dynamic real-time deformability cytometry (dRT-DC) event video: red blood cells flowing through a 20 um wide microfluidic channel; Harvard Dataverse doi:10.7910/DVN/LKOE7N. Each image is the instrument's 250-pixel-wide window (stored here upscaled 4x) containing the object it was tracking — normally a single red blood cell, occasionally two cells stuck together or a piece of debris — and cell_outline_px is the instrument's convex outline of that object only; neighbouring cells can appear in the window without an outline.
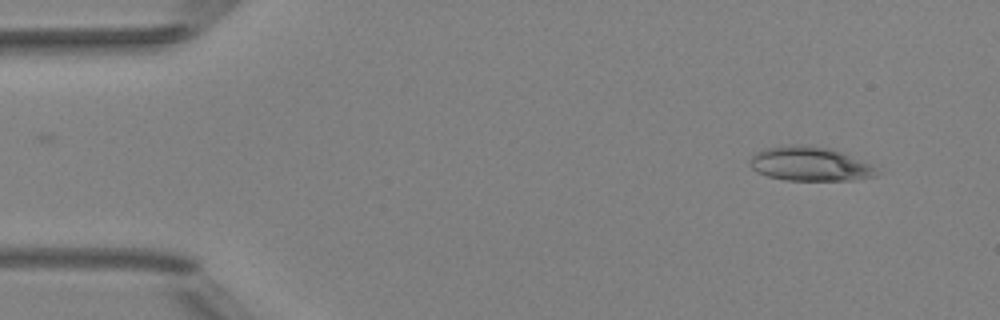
{"species": "Egyptian fruit bat (a non-hibernating species)", "species_latin": "Rousettus aegyptiacus", "temperature_condition": "room temperature", "stored_images_in_passage": 5, "camera_frame_rate_fps": 3000, "um_per_image_px": 0.085, "animal": {"sex": "female"}, "frame": {"image": 1, "passage_image": 2, "time_ms": 0.333, "image_size_px": [1000, 320], "cell_outline_px": [[880, 172], [876, 176], [852, 180], [784, 180], [768, 176], [756, 172], [752, 168], [752, 156], [756, 152], [764, 148], [788, 144], [804, 144], [832, 148], [872, 164]], "centroid_in_image_um": [68.87, 13.92], "position_along_channel_um": 16.1, "area_um2": 25.49}}
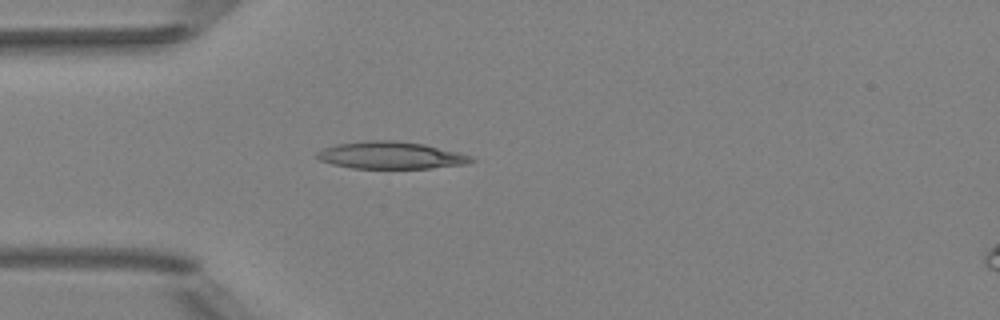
{"frame": {"image": 2, "passage_image": 5, "time_ms": 1.333, "image_size_px": [1000, 320], "cell_outline_px": [[476, 160], [464, 164], [432, 168], [352, 168], [332, 164], [320, 160], [316, 156], [316, 152], [324, 148], [336, 144], [368, 140], [392, 140], [424, 144], [472, 156]], "centroid_in_image_um": [33.19, 13.2], "position_along_channel_um": 51.8, "area_um2": 24.28}}